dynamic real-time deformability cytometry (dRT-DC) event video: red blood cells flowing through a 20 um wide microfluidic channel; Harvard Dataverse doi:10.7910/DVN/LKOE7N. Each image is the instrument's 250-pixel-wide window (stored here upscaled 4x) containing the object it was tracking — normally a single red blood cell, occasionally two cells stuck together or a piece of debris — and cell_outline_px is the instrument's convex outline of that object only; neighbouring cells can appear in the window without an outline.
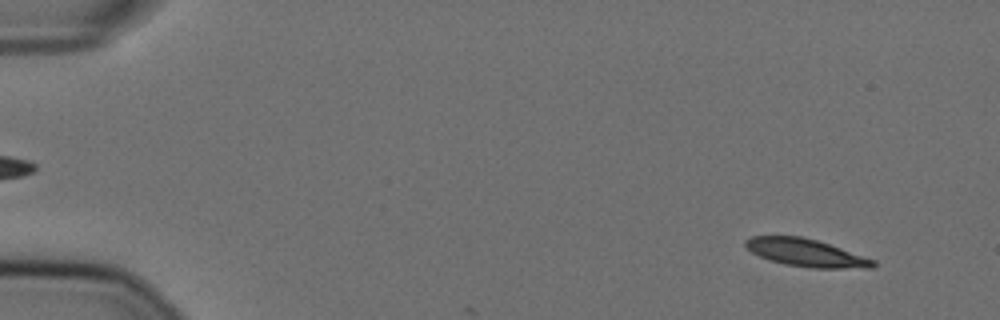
{"species": "Egyptian fruit bat (a non-hibernating species)", "species_latin": "Rousettus aegyptiacus", "temperature_condition": "cold", "stored_images_in_passage": 8, "camera_frame_rate_fps": 3000, "um_per_image_px": 0.085, "animal": {"sex": "female"}, "frame": {"image": 1, "passage_image": 4, "time_ms": 1.0, "image_size_px": [1000, 320], "cell_outline_px": [[876, 264], [872, 268], [812, 268], [784, 264], [768, 260], [752, 252], [744, 244], [744, 240], [752, 236], [800, 236], [816, 240], [876, 260]], "centroid_in_image_um": [68.5, 21.49], "position_along_channel_um": 16.5, "area_um2": 20.4}}